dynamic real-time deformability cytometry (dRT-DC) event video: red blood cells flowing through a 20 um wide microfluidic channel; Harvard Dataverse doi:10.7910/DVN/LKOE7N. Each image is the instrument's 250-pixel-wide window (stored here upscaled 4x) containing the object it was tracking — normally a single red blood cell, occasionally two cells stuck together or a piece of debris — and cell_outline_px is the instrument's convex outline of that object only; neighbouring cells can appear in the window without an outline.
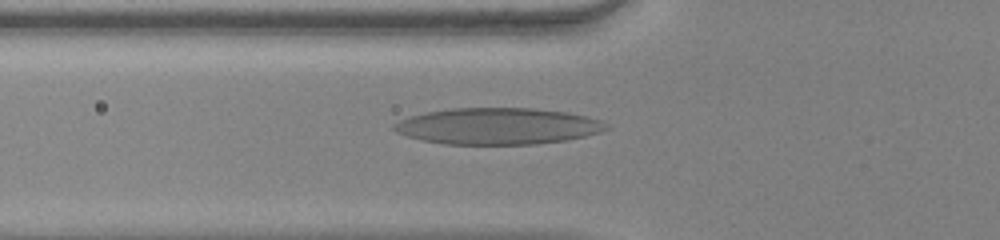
{"species": "human", "species_latin": "Homo sapiens", "temperature_condition": "warm", "stored_images_in_passage": 51, "camera_frame_rate_fps": 3000, "um_per_image_px": 0.085, "donor": {"sex": "female"}, "frame": {"image": 1, "passage_image": 18, "time_ms": 5.667, "image_size_px": [1000, 240], "cell_outline_px": [[612, 128], [600, 132], [584, 136], [564, 140], [536, 144], [444, 144], [420, 140], [396, 132], [392, 128], [392, 124], [400, 120], [412, 116], [428, 112], [452, 108], [532, 108], [568, 112], [600, 120], [608, 124]], "centroid_in_image_um": [42.32, 10.72], "position_along_channel_um": 83.5, "area_um2": 45.03}}
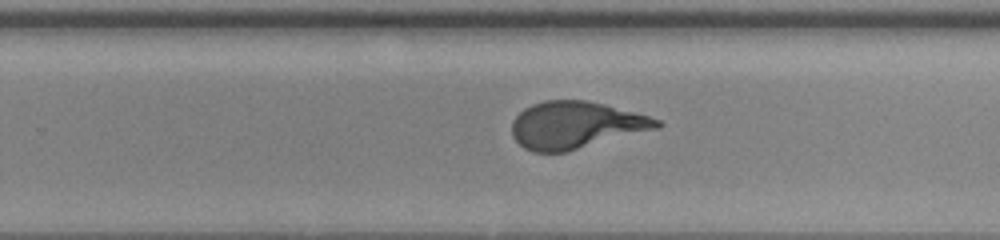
{"frame": {"image": 2, "passage_image": 33, "time_ms": 10.667, "image_size_px": [1000, 240], "cell_outline_px": [[664, 124], [660, 128], [564, 152], [532, 152], [524, 148], [512, 136], [512, 120], [524, 108], [532, 104], [544, 100], [584, 100], [604, 104], [648, 116], [660, 120]], "centroid_in_image_um": [48.93, 10.63], "position_along_channel_um": 280.9, "area_um2": 39.65}}
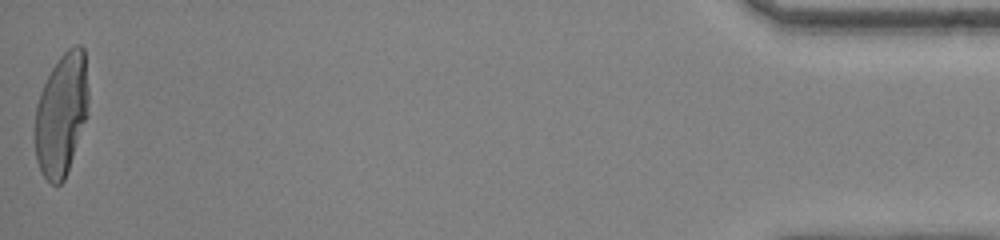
{"frame": {"image": 3, "passage_image": 51, "time_ms": 16.667, "image_size_px": [1000, 240], "cell_outline_px": [[88, 116], [64, 180], [60, 184], [52, 184], [44, 176], [36, 160], [36, 104], [40, 92], [52, 68], [60, 56], [68, 48], [76, 44], [80, 44], [84, 48], [88, 88]], "centroid_in_image_um": [5.25, 9.69], "position_along_channel_um": 429.9, "area_um2": 38.09}, "authors_computed_cell_mechanics": {"area_um2": 40.8068, "velocity_mm_per_s": 3.9372, "shape_relaxation_time_tau1_ms": 5.8746, "shape_relaxation_time_tau2_ms": null, "deformation_change_tau1": 0.2974, "deformation_change_tau2": null}}